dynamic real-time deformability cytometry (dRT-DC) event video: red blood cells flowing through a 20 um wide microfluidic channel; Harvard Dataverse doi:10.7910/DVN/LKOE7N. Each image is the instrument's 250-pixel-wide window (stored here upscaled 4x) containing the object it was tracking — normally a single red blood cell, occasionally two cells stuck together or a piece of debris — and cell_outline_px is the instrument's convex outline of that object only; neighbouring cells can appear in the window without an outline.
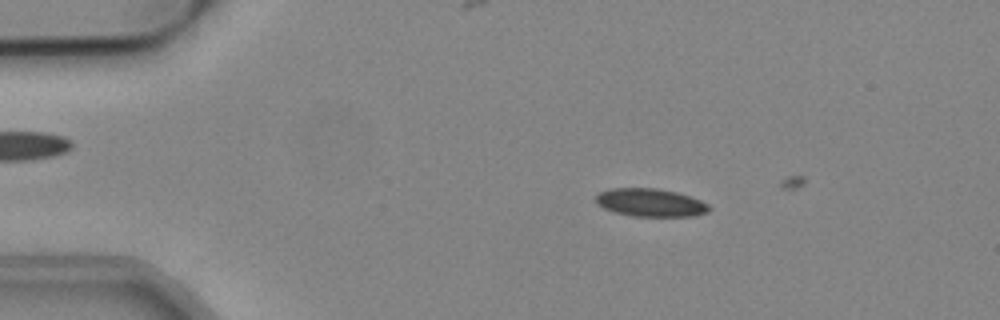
{"species": "common noctule bat (a hibernating species)", "species_latin": "Nyctalus noctula", "temperature_condition": "cold", "stored_images_in_passage": 8, "camera_frame_rate_fps": 3000, "um_per_image_px": 0.085, "animal": {"sex": "male", "body_mass_g": 19.2, "forearm_length_mm": 51.8}, "frame": {"image": 1, "passage_image": 4, "time_ms": 1.0, "image_size_px": [1000, 320], "cell_outline_px": [[712, 208], [708, 212], [692, 216], [632, 216], [616, 212], [604, 208], [596, 204], [596, 192], [608, 188], [656, 188], [676, 192], [700, 200], [708, 204]], "centroid_in_image_um": [55.25, 17.21], "position_along_channel_um": 29.7, "area_um2": 18.55}}